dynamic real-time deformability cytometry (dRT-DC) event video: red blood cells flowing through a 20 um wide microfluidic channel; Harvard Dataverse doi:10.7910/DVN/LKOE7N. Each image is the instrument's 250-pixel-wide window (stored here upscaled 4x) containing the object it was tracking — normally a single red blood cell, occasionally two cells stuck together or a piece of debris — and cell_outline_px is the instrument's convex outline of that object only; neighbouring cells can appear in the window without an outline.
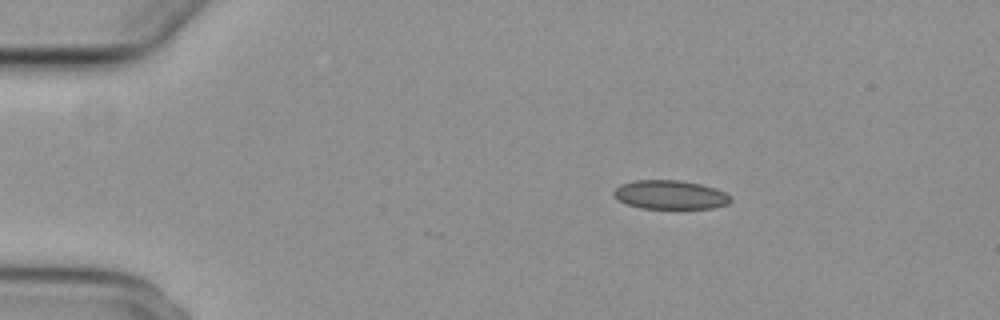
{"species": "common noctule bat (a hibernating species)", "species_latin": "Nyctalus noctula", "temperature_condition": "cold", "stored_images_in_passage": 11, "camera_frame_rate_fps": 3000, "um_per_image_px": 0.085, "animal": {"sex": "female", "body_mass_g": 29.2, "forearm_length_mm": 56.3}, "frame": {"image": 1, "passage_image": 9, "time_ms": 2.667, "image_size_px": [1000, 320], "cell_outline_px": [[732, 200], [728, 204], [712, 208], [640, 208], [628, 204], [620, 200], [612, 192], [620, 184], [636, 180], [680, 180], [700, 184], [716, 188], [732, 196]], "centroid_in_image_um": [57.0, 16.55], "position_along_channel_um": 28.0, "area_um2": 19.59}}